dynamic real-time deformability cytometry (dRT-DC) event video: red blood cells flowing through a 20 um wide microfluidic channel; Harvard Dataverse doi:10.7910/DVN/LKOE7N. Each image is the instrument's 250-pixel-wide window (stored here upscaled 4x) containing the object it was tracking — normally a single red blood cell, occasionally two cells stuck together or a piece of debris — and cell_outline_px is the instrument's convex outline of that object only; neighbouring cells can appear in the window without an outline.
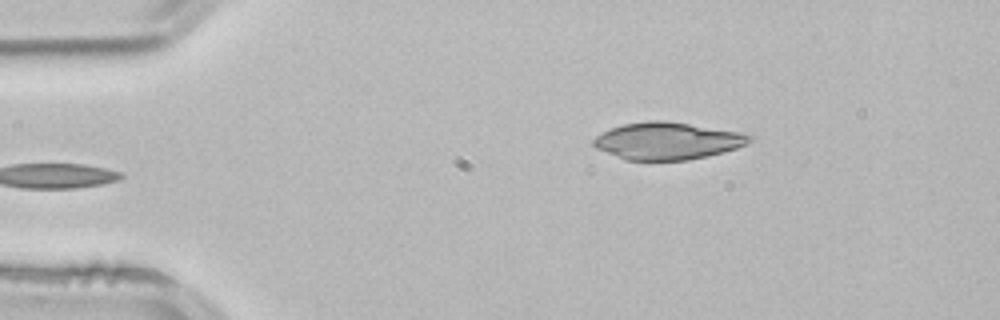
{"species": "common noctule bat (a hibernating species)", "species_latin": "Nyctalus noctula", "temperature_condition": "room temperature", "stored_images_in_passage": 3, "camera_frame_rate_fps": 3000, "um_per_image_px": 0.085, "animal": {"sex": "male", "body_mass_g": 21.5, "forearm_length_mm": 52.0}, "frame": {"image": 1, "passage_image": 3, "time_ms": 0.667, "image_size_px": [1000, 320], "cell_outline_px": [[752, 140], [736, 148], [724, 152], [688, 160], [628, 160], [596, 148], [592, 144], [592, 140], [596, 136], [612, 128], [624, 124], [648, 120], [664, 120], [740, 132], [752, 136]], "centroid_in_image_um": [56.72, 11.97], "position_along_channel_um": 28.3, "area_um2": 33.41}}